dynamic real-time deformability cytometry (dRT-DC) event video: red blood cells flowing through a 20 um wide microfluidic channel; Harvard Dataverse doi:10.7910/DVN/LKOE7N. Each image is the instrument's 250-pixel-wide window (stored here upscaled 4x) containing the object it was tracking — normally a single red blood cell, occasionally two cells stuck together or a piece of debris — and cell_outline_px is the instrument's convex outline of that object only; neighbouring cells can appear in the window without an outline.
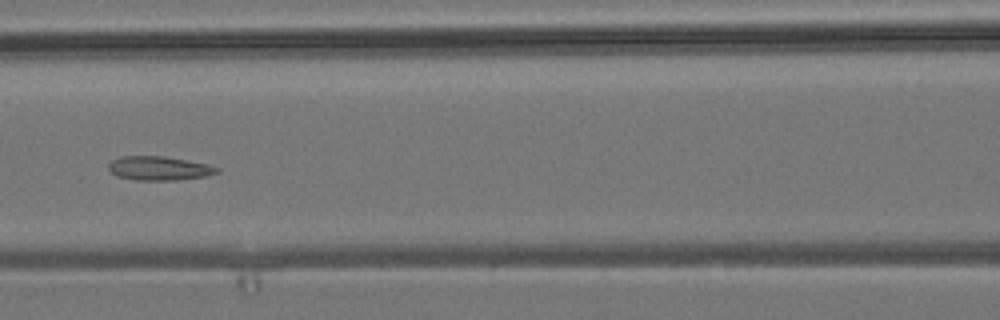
{"species": "common noctule bat (a hibernating species)", "species_latin": "Nyctalus noctula", "temperature_condition": "room temperature", "stored_images_in_passage": 6, "camera_frame_rate_fps": 3000, "um_per_image_px": 0.085, "animal": {"sex": "male", "body_mass_g": 19.2, "forearm_length_mm": 51.8}, "frame": {"image": 1, "passage_image": 6, "time_ms": 5.667, "image_size_px": [1000, 320], "cell_outline_px": [[220, 172], [204, 176], [176, 180], [136, 180], [116, 176], [108, 168], [108, 164], [112, 160], [120, 156], [164, 156], [208, 164], [220, 168]], "centroid_in_image_um": [13.51, 14.3], "position_along_channel_um": 153.1, "area_um2": 15.14}}